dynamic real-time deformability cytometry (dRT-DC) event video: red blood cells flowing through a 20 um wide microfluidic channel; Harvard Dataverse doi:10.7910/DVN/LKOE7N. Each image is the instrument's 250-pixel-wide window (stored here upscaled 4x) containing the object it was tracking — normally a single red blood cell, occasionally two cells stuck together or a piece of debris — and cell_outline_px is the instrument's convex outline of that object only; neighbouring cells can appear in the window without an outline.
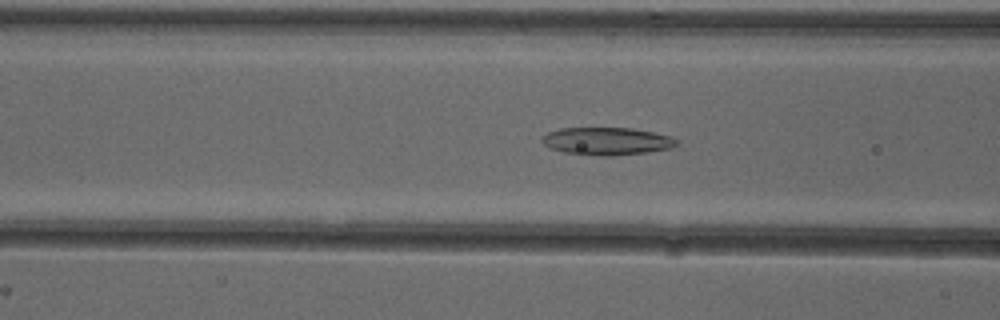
{"species": "common noctule bat (a hibernating species)", "species_latin": "Nyctalus noctula", "temperature_condition": "cold", "stored_images_in_passage": 53, "camera_frame_rate_fps": 3000, "um_per_image_px": 0.085, "animal": {"sex": "female"}, "frame": {"image": 1, "passage_image": 21, "time_ms": 6.667, "image_size_px": [1000, 320], "cell_outline_px": [[680, 144], [672, 148], [644, 152], [612, 156], [604, 156], [564, 152], [552, 148], [544, 144], [540, 140], [548, 132], [560, 128], [632, 128], [672, 136], [680, 140]], "centroid_in_image_um": [51.64, 11.99], "position_along_channel_um": 115.0, "area_um2": 21.62}}
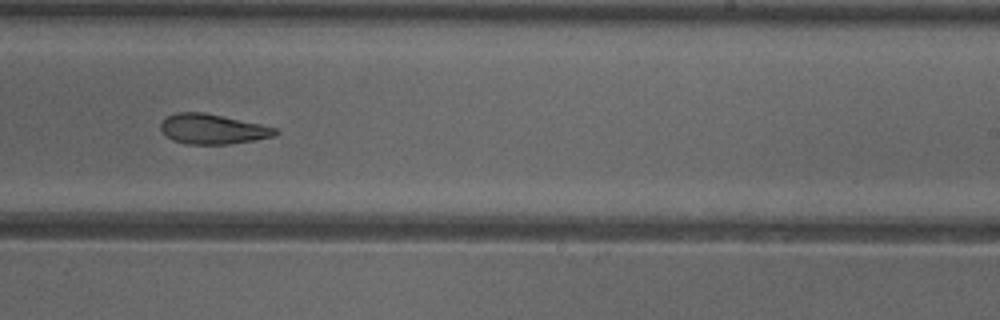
{"frame": {"image": 2, "passage_image": 33, "time_ms": 10.667, "image_size_px": [1000, 320], "cell_outline_px": [[280, 132], [272, 136], [256, 140], [228, 144], [188, 144], [172, 140], [160, 128], [160, 124], [168, 116], [176, 112], [204, 112], [260, 124], [276, 128]], "centroid_in_image_um": [18.08, 10.97], "position_along_channel_um": 270.9, "area_um2": 19.83}}
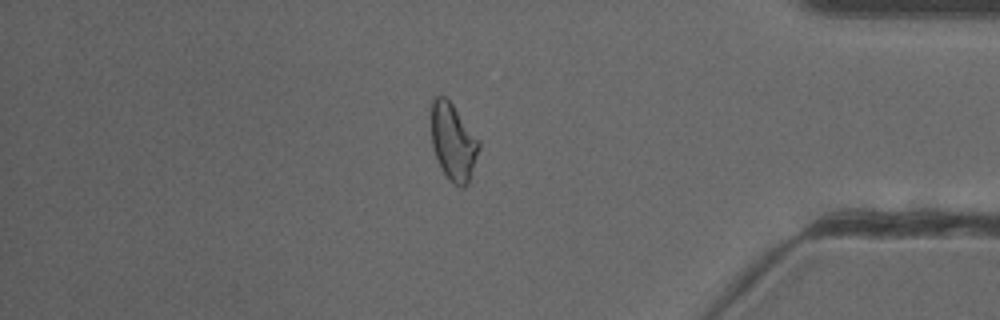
{"frame": {"image": 3, "passage_image": 45, "time_ms": 14.667, "image_size_px": [1000, 320], "cell_outline_px": [[480, 148], [468, 184], [464, 188], [460, 188], [452, 184], [444, 172], [432, 148], [428, 116], [432, 100], [436, 96], [444, 96], [452, 104], [480, 140]], "centroid_in_image_um": [38.48, 12.04], "position_along_channel_um": 396.7, "area_um2": 21.96}, "authors_computed_cell_mechanics": {"area_um2": 21.9062, "velocity_mm_per_s": 3.8944, "shape_relaxation_time_tau1_ms": null, "shape_relaxation_time_tau2_ms": 4.7177, "deformation_change_tau1": null, "deformation_change_tau2": 0.1424}}